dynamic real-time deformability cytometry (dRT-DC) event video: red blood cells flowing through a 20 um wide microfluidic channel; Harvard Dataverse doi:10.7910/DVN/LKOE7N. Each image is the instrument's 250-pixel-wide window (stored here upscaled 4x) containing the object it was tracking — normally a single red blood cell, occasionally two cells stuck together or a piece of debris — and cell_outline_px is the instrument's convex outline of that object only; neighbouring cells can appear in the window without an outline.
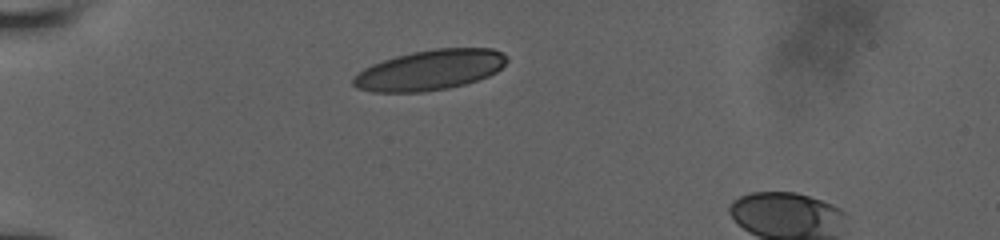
{"species": "human", "species_latin": "Homo sapiens", "temperature_condition": "room temperature", "stored_images_in_passage": 32, "camera_frame_rate_fps": 3000, "um_per_image_px": 0.085, "donor": {"sex": "male"}, "frame": {"image": 1, "passage_image": 1, "time_ms": 0.0, "image_size_px": [1000, 240], "cell_outline_px": [[508, 60], [496, 72], [488, 76], [464, 84], [448, 88], [424, 92], [372, 92], [356, 88], [352, 84], [352, 80], [364, 68], [372, 64], [396, 56], [412, 52], [436, 48], [492, 48], [504, 52], [508, 56]], "centroid_in_image_um": [36.56, 5.95], "position_along_channel_um": 48.4, "area_um2": 36.01}}
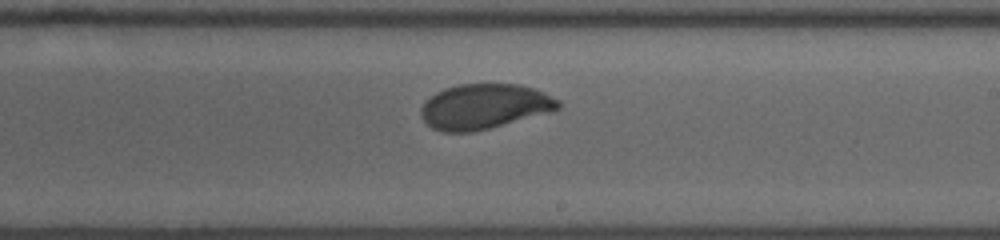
{"frame": {"image": 2, "passage_image": 19, "time_ms": 6.0, "image_size_px": [1000, 240], "cell_outline_px": [[560, 108], [552, 112], [472, 132], [444, 132], [432, 128], [420, 116], [420, 108], [436, 92], [444, 88], [460, 84], [520, 84], [536, 88], [560, 100]], "centroid_in_image_um": [41.2, 9.04], "position_along_channel_um": 247.8, "area_um2": 36.07}}
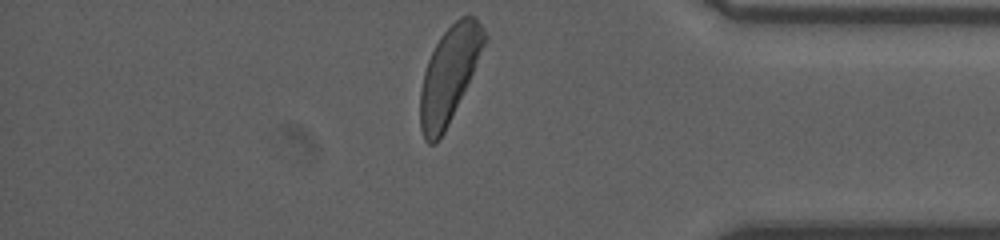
{"frame": {"image": 3, "passage_image": 32, "time_ms": 10.333, "image_size_px": [1000, 240], "cell_outline_px": [[488, 40], [448, 124], [444, 132], [436, 144], [428, 144], [424, 140], [420, 128], [420, 88], [424, 72], [428, 60], [440, 36], [460, 16], [472, 16], [484, 28], [488, 36]], "centroid_in_image_um": [38.17, 6.35], "position_along_channel_um": 397.0, "area_um2": 35.32}, "authors_computed_cell_mechanics": {"area_um2": 36.1828, "velocity_mm_per_s": 3.8843, "shape_relaxation_time_tau1_ms": 2.7492, "shape_relaxation_time_tau2_ms": null, "deformation_change_tau1": 0.1308, "deformation_change_tau2": null}}